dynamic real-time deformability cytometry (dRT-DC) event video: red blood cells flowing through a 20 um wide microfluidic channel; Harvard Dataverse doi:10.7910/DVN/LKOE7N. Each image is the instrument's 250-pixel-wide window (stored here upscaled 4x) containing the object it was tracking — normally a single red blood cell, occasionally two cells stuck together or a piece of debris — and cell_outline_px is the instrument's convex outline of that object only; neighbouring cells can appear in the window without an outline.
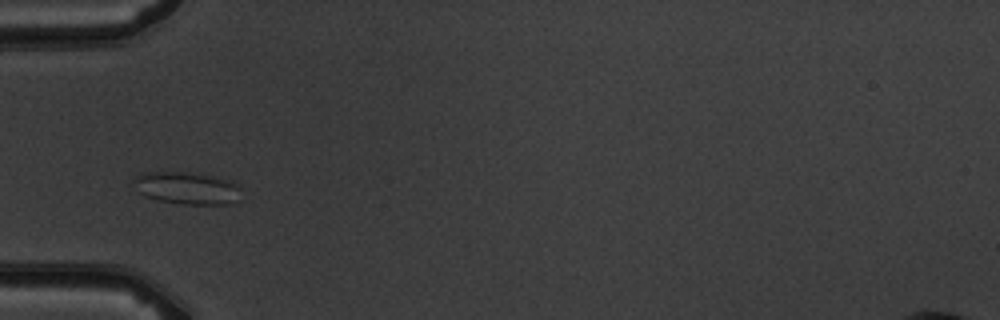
{"species": "common noctule bat (a hibernating species)", "species_latin": "Nyctalus noctula", "temperature_condition": "warm", "stored_images_in_passage": 6, "camera_frame_rate_fps": 3000, "um_per_image_px": 0.085, "animal": {"sex": "male", "body_mass_g": 19.5, "forearm_length_mm": 54.6}, "frame": {"image": 1, "passage_image": 3, "time_ms": 2.333, "image_size_px": [1000, 320], "cell_outline_px": [[240, 200], [232, 204], [176, 204], [144, 196], [140, 192], [132, 180], [136, 176], [144, 172], [188, 172], [228, 180], [236, 184], [240, 188]], "centroid_in_image_um": [15.9, 16.0], "position_along_channel_um": 69.1, "area_um2": 20.17}}
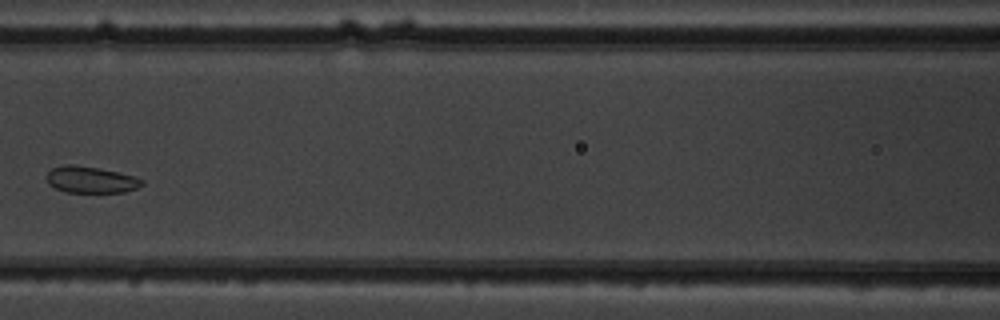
{"frame": {"image": 2, "passage_image": 5, "time_ms": 4.667, "image_size_px": [1000, 320], "cell_outline_px": [[144, 184], [136, 188], [124, 192], [64, 192], [48, 184], [44, 176], [52, 168], [64, 164], [68, 164], [100, 168], [136, 176], [144, 180]], "centroid_in_image_um": [7.7, 15.27], "position_along_channel_um": 158.9, "area_um2": 14.91}}
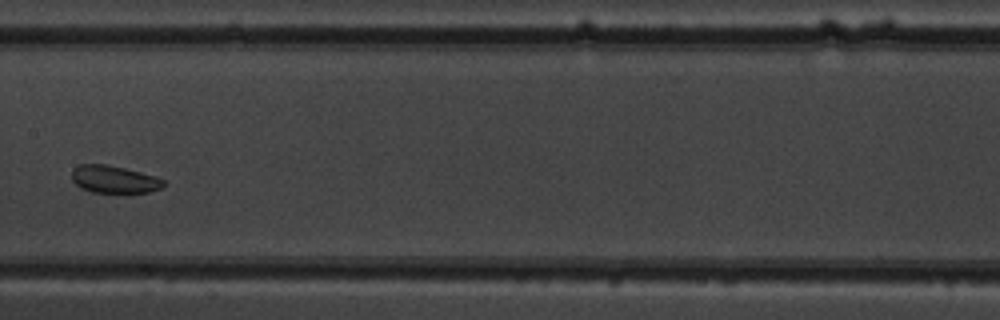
{"frame": {"image": 3, "passage_image": 6, "time_ms": 5.667, "image_size_px": [1000, 320], "cell_outline_px": [[164, 184], [160, 188], [148, 192], [128, 196], [92, 192], [80, 188], [72, 180], [72, 168], [80, 164], [108, 164], [156, 176], [164, 180]], "centroid_in_image_um": [9.7, 15.29], "position_along_channel_um": 197.7, "area_um2": 15.43}}